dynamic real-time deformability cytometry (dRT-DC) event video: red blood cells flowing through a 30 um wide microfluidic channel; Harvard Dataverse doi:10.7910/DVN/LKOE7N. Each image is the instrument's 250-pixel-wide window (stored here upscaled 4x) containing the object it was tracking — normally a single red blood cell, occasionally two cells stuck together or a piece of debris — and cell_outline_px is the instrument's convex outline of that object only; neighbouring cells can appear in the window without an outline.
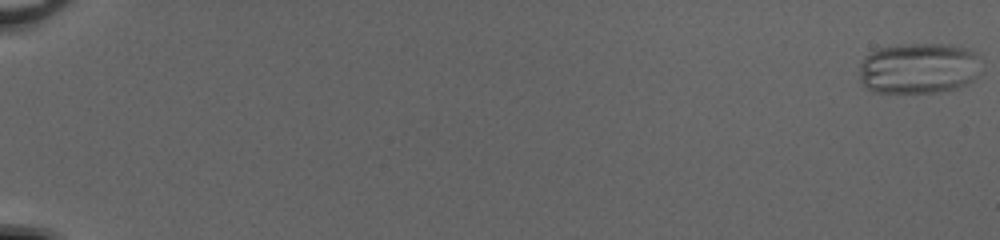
{"species": "common noctule bat (a hibernating species)", "species_latin": "Nyctalus noctula", "temperature_condition": "cold", "stored_images_in_passage": 53, "camera_frame_rate_fps": 3000, "um_per_image_px": 0.085, "animal": {"sex": "female", "body_mass_g": 20.0, "forearm_length_mm": 54.0}, "frame": {"image": 1, "passage_image": 1, "time_ms": 0.0, "image_size_px": [1000, 240], "cell_outline_px": [[984, 72], [972, 80], [956, 88], [940, 92], [872, 92], [860, 84], [860, 64], [864, 56], [880, 48], [900, 44], [948, 44], [972, 48], [980, 56]], "centroid_in_image_um": [78.15, 5.79], "position_along_channel_um": 6.8, "area_um2": 37.05}}
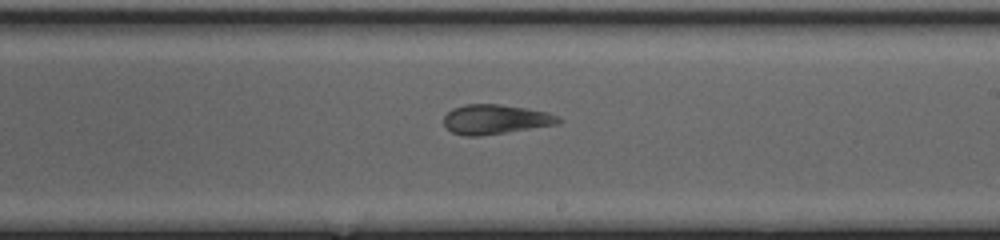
{"frame": {"image": 2, "passage_image": 34, "time_ms": 11.0, "image_size_px": [1000, 240], "cell_outline_px": [[564, 120], [560, 124], [480, 136], [464, 136], [452, 132], [444, 124], [444, 116], [452, 108], [464, 104], [500, 104], [548, 112], [560, 116]], "centroid_in_image_um": [42.15, 10.14], "position_along_channel_um": 246.9, "area_um2": 19.94}}
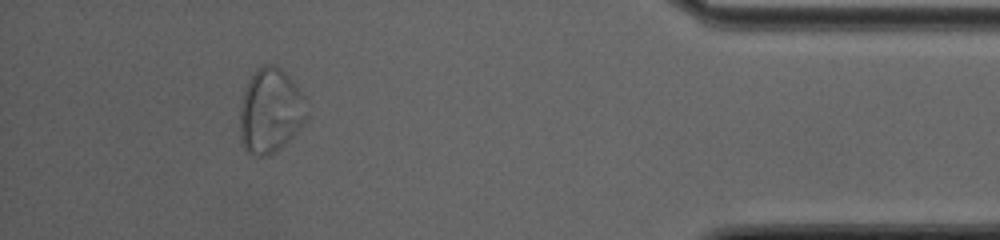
{"frame": {"image": 3, "passage_image": 49, "time_ms": 16.0, "image_size_px": [1000, 240], "cell_outline_px": [[308, 120], [280, 148], [268, 156], [256, 156], [248, 152], [244, 148], [240, 140], [240, 104], [248, 80], [252, 72], [256, 68], [264, 64], [276, 64], [288, 76], [304, 96], [308, 116]], "centroid_in_image_um": [22.97, 9.41], "position_along_channel_um": 412.2, "area_um2": 33.23}, "authors_computed_cell_mechanics": {"area_um2": 28.3798, "velocity_mm_per_s": 4.124, "shape_relaxation_time_tau1_ms": 4.2361, "shape_relaxation_time_tau2_ms": null, "deformation_change_tau1": 0.1411, "deformation_change_tau2": null}}